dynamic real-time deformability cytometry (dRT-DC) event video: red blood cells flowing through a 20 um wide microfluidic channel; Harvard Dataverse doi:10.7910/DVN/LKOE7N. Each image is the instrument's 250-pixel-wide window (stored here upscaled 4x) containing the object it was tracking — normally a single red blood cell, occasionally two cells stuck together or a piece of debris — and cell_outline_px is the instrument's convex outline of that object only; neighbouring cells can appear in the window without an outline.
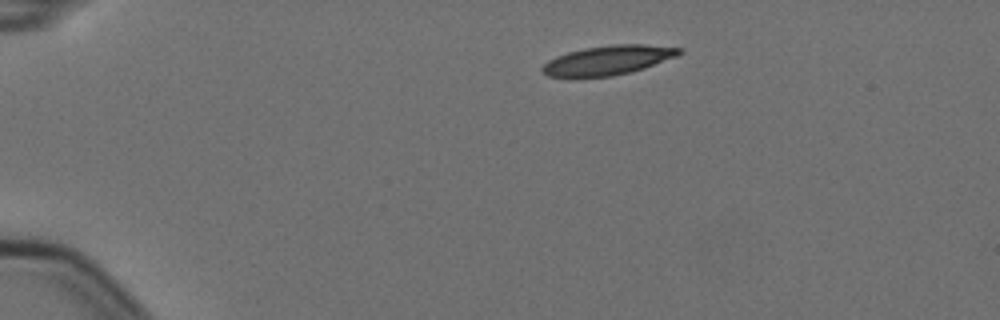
{"species": "Egyptian fruit bat (a non-hibernating species)", "species_latin": "Rousettus aegyptiacus", "temperature_condition": "cold", "stored_images_in_passage": 5, "camera_frame_rate_fps": 3000, "um_per_image_px": 0.085, "animal": {"sex": "female"}, "frame": {"image": 1, "passage_image": 1, "time_ms": 0.0, "image_size_px": [1000, 320], "cell_outline_px": [[684, 52], [676, 56], [644, 68], [612, 76], [572, 80], [568, 80], [548, 76], [540, 68], [548, 60], [556, 56], [568, 52], [584, 48], [612, 44], [644, 44], [684, 48]], "centroid_in_image_um": [51.61, 5.15], "position_along_channel_um": 33.4, "area_um2": 24.1}}
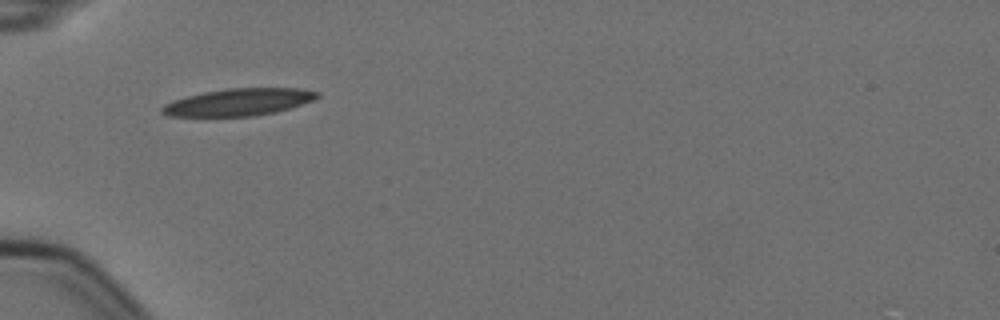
{"frame": {"image": 2, "passage_image": 3, "time_ms": 0.667, "image_size_px": [1000, 320], "cell_outline_px": [[320, 96], [312, 100], [276, 112], [252, 116], [168, 116], [160, 112], [160, 108], [164, 104], [172, 100], [204, 92], [228, 88], [300, 88], [320, 92]], "centroid_in_image_um": [20.26, 8.67], "position_along_channel_um": 64.7, "area_um2": 24.45}}